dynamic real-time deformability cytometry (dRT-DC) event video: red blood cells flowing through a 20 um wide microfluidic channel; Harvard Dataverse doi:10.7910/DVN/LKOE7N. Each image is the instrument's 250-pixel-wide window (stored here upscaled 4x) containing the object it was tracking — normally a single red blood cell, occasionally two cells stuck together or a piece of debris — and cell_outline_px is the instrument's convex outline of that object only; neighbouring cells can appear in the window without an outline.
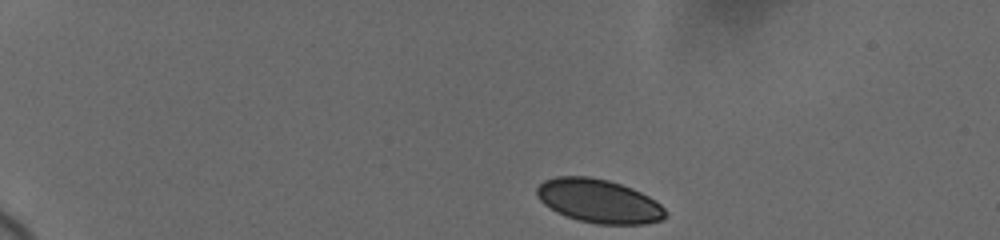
{"species": "human", "species_latin": "Homo sapiens", "temperature_condition": "cold", "stored_images_in_passage": 11, "camera_frame_rate_fps": 3000, "um_per_image_px": 0.085, "donor": {"sex": "female"}, "frame": {"image": 1, "passage_image": 1, "time_ms": 0.0, "image_size_px": [1000, 240], "cell_outline_px": [[664, 216], [660, 220], [644, 224], [596, 224], [580, 220], [556, 212], [544, 204], [536, 196], [536, 188], [544, 180], [556, 176], [588, 176], [608, 180], [632, 188], [648, 196], [660, 204], [664, 208]], "centroid_in_image_um": [50.86, 17.08], "position_along_channel_um": 34.1, "area_um2": 32.48}}
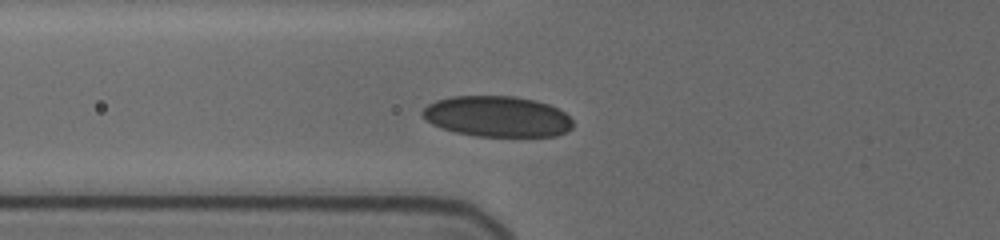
{"frame": {"image": 2, "passage_image": 10, "time_ms": 4.0, "image_size_px": [1000, 240], "cell_outline_px": [[572, 128], [556, 136], [476, 136], [456, 132], [440, 128], [424, 120], [420, 116], [420, 112], [428, 104], [436, 100], [452, 96], [512, 96], [536, 100], [548, 104], [564, 112], [572, 120]], "centroid_in_image_um": [42.21, 9.9], "position_along_channel_um": 83.6, "area_um2": 35.89}}